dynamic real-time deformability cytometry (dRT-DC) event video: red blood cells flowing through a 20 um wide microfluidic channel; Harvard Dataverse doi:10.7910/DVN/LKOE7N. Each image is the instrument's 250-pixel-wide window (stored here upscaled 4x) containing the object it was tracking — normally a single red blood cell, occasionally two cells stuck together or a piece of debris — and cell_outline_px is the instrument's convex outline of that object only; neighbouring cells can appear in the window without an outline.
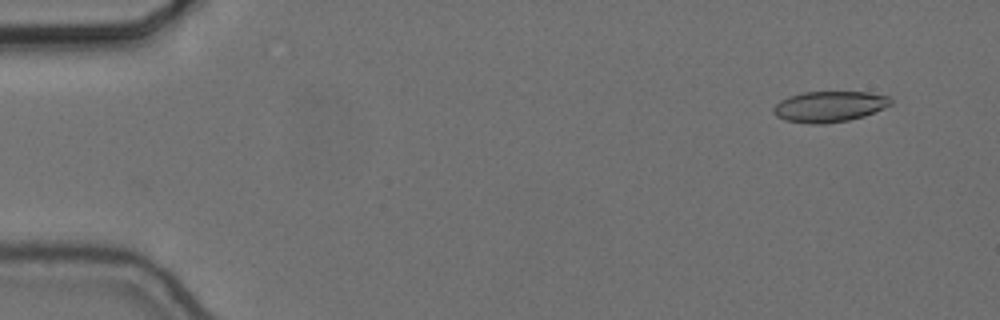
{"species": "common noctule bat (a hibernating species)", "species_latin": "Nyctalus noctula", "temperature_condition": "cold", "stored_images_in_passage": 53, "camera_frame_rate_fps": 3000, "um_per_image_px": 0.085, "animal": {"sex": "female", "body_mass_g": 24.6, "forearm_length_mm": 56.2}, "frame": {"image": 1, "passage_image": 5, "time_ms": 1.333, "image_size_px": [1000, 320], "cell_outline_px": [[892, 104], [884, 108], [864, 116], [848, 120], [824, 124], [808, 124], [784, 120], [776, 116], [772, 112], [772, 108], [780, 100], [788, 96], [804, 92], [868, 92], [888, 96], [892, 100]], "centroid_in_image_um": [70.46, 9.06], "position_along_channel_um": 14.5, "area_um2": 21.21}}
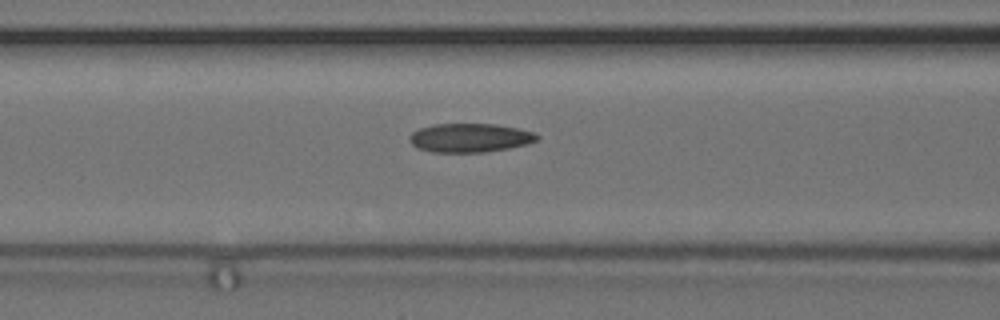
{"frame": {"image": 2, "passage_image": 24, "time_ms": 7.667, "image_size_px": [1000, 320], "cell_outline_px": [[540, 140], [528, 144], [508, 148], [484, 152], [432, 152], [416, 148], [412, 144], [408, 136], [412, 132], [420, 128], [432, 124], [496, 124], [536, 132], [540, 136]], "centroid_in_image_um": [39.96, 11.71], "position_along_channel_um": 126.6, "area_um2": 21.62}}
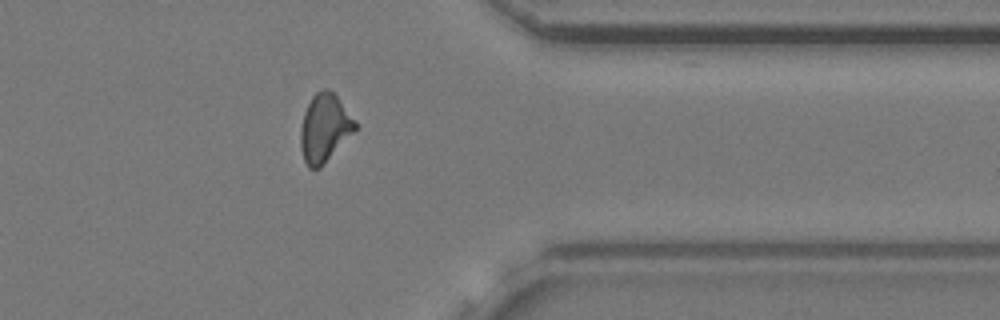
{"frame": {"image": 3, "passage_image": 46, "time_ms": 15.0, "image_size_px": [1000, 320], "cell_outline_px": [[356, 128], [320, 168], [308, 168], [304, 160], [300, 148], [300, 128], [304, 112], [312, 96], [316, 92], [324, 88], [328, 88], [336, 96], [356, 120]], "centroid_in_image_um": [27.55, 10.87], "position_along_channel_um": 383.8, "area_um2": 21.39}}